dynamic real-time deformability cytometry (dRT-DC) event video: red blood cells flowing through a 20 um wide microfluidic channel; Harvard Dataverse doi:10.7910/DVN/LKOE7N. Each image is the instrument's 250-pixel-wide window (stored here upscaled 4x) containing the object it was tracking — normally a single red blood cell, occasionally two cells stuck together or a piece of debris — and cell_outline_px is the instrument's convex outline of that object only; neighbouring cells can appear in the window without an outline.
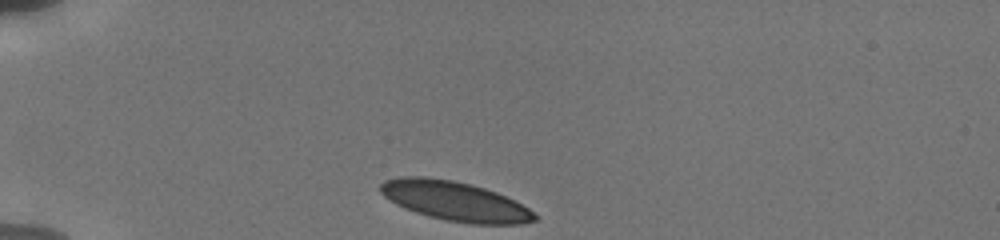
{"species": "human", "species_latin": "Homo sapiens", "temperature_condition": "cold", "stored_images_in_passage": 39, "camera_frame_rate_fps": 3000, "um_per_image_px": 0.085, "donor": {"sex": "male"}, "frame": {"image": 1, "passage_image": 1, "time_ms": 0.0, "image_size_px": [1000, 240], "cell_outline_px": [[536, 220], [520, 224], [472, 224], [448, 220], [428, 216], [404, 208], [396, 204], [384, 196], [380, 192], [380, 184], [384, 180], [404, 176], [420, 176], [452, 180], [472, 184], [496, 192], [528, 208], [536, 216]], "centroid_in_image_um": [38.63, 17.09], "position_along_channel_um": 46.4, "area_um2": 35.08}}
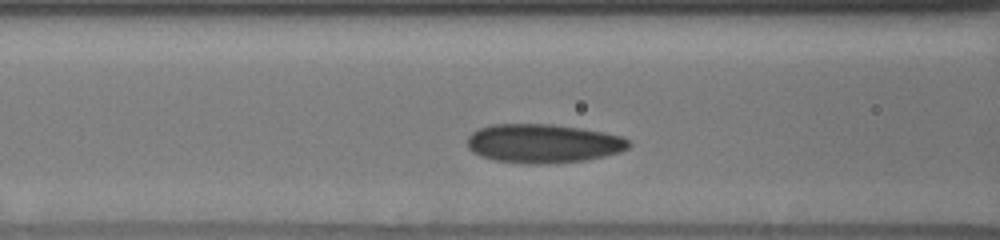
{"frame": {"image": 2, "passage_image": 15, "time_ms": 3.0, "image_size_px": [1000, 240], "cell_outline_px": [[632, 144], [628, 148], [620, 152], [604, 156], [584, 160], [540, 164], [524, 164], [496, 160], [480, 156], [472, 152], [468, 148], [468, 136], [472, 132], [480, 128], [492, 124], [552, 124], [580, 128], [604, 132], [620, 136], [628, 140]], "centroid_in_image_um": [46.16, 12.19], "position_along_channel_um": 120.4, "area_um2": 36.59}}
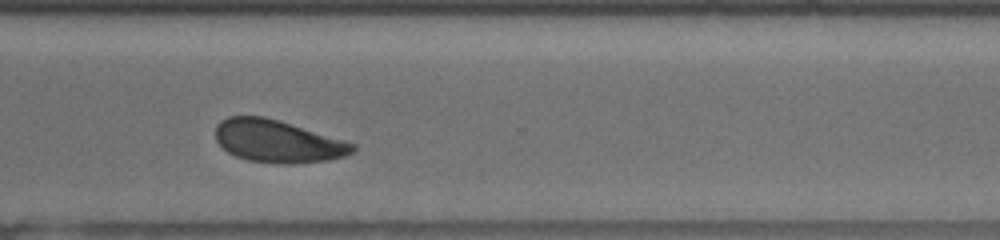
{"frame": {"image": 3, "passage_image": 38, "time_ms": 9.0, "image_size_px": [1000, 240], "cell_outline_px": [[356, 148], [352, 152], [344, 156], [328, 160], [292, 164], [288, 164], [248, 160], [236, 156], [228, 152], [216, 140], [216, 124], [220, 120], [228, 116], [264, 116], [280, 120], [356, 144]], "centroid_in_image_um": [23.59, 11.99], "position_along_channel_um": 347.0, "area_um2": 33.81}}